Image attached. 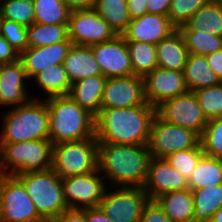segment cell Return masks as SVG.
I'll list each match as a JSON object with an SVG mask.
<instances>
[{"label": "cell", "mask_w": 222, "mask_h": 222, "mask_svg": "<svg viewBox=\"0 0 222 222\" xmlns=\"http://www.w3.org/2000/svg\"><path fill=\"white\" fill-rule=\"evenodd\" d=\"M155 107L150 104L128 108H100L95 116L98 143L147 145Z\"/></svg>", "instance_id": "6da1fadb"}, {"label": "cell", "mask_w": 222, "mask_h": 222, "mask_svg": "<svg viewBox=\"0 0 222 222\" xmlns=\"http://www.w3.org/2000/svg\"><path fill=\"white\" fill-rule=\"evenodd\" d=\"M151 159L147 145L98 143V170L109 187L143 188Z\"/></svg>", "instance_id": "7a4b0ae2"}, {"label": "cell", "mask_w": 222, "mask_h": 222, "mask_svg": "<svg viewBox=\"0 0 222 222\" xmlns=\"http://www.w3.org/2000/svg\"><path fill=\"white\" fill-rule=\"evenodd\" d=\"M45 101L49 112V139L53 145L95 137V116L69 95Z\"/></svg>", "instance_id": "3957f363"}, {"label": "cell", "mask_w": 222, "mask_h": 222, "mask_svg": "<svg viewBox=\"0 0 222 222\" xmlns=\"http://www.w3.org/2000/svg\"><path fill=\"white\" fill-rule=\"evenodd\" d=\"M6 109L1 114L0 143L49 139V112L45 100L31 98L21 106Z\"/></svg>", "instance_id": "277c9868"}, {"label": "cell", "mask_w": 222, "mask_h": 222, "mask_svg": "<svg viewBox=\"0 0 222 222\" xmlns=\"http://www.w3.org/2000/svg\"><path fill=\"white\" fill-rule=\"evenodd\" d=\"M52 148L50 139L0 143V174L48 170L52 167Z\"/></svg>", "instance_id": "5b68a950"}, {"label": "cell", "mask_w": 222, "mask_h": 222, "mask_svg": "<svg viewBox=\"0 0 222 222\" xmlns=\"http://www.w3.org/2000/svg\"><path fill=\"white\" fill-rule=\"evenodd\" d=\"M15 176L25 186L38 214L47 222H53L61 213L68 210L63 197L62 178L51 168Z\"/></svg>", "instance_id": "8992f818"}, {"label": "cell", "mask_w": 222, "mask_h": 222, "mask_svg": "<svg viewBox=\"0 0 222 222\" xmlns=\"http://www.w3.org/2000/svg\"><path fill=\"white\" fill-rule=\"evenodd\" d=\"M51 169L60 178L96 171L98 169L96 137L53 145Z\"/></svg>", "instance_id": "52a82bcc"}, {"label": "cell", "mask_w": 222, "mask_h": 222, "mask_svg": "<svg viewBox=\"0 0 222 222\" xmlns=\"http://www.w3.org/2000/svg\"><path fill=\"white\" fill-rule=\"evenodd\" d=\"M199 136L189 129L176 126L154 116L147 143L153 158H165L168 154L196 147Z\"/></svg>", "instance_id": "ba28073f"}, {"label": "cell", "mask_w": 222, "mask_h": 222, "mask_svg": "<svg viewBox=\"0 0 222 222\" xmlns=\"http://www.w3.org/2000/svg\"><path fill=\"white\" fill-rule=\"evenodd\" d=\"M0 204L2 221H46L16 176L0 174Z\"/></svg>", "instance_id": "9c48e42d"}, {"label": "cell", "mask_w": 222, "mask_h": 222, "mask_svg": "<svg viewBox=\"0 0 222 222\" xmlns=\"http://www.w3.org/2000/svg\"><path fill=\"white\" fill-rule=\"evenodd\" d=\"M110 188L107 187L99 205L105 214L113 222H139L143 207L149 200L144 188Z\"/></svg>", "instance_id": "30bf717a"}, {"label": "cell", "mask_w": 222, "mask_h": 222, "mask_svg": "<svg viewBox=\"0 0 222 222\" xmlns=\"http://www.w3.org/2000/svg\"><path fill=\"white\" fill-rule=\"evenodd\" d=\"M155 110L161 120L194 131L199 137L208 122L191 91L161 102Z\"/></svg>", "instance_id": "8fae6325"}, {"label": "cell", "mask_w": 222, "mask_h": 222, "mask_svg": "<svg viewBox=\"0 0 222 222\" xmlns=\"http://www.w3.org/2000/svg\"><path fill=\"white\" fill-rule=\"evenodd\" d=\"M99 170L62 178L63 197L68 209L98 207L108 187Z\"/></svg>", "instance_id": "7c38bea8"}, {"label": "cell", "mask_w": 222, "mask_h": 222, "mask_svg": "<svg viewBox=\"0 0 222 222\" xmlns=\"http://www.w3.org/2000/svg\"><path fill=\"white\" fill-rule=\"evenodd\" d=\"M68 39L73 45L91 47L113 39L116 34L94 9L71 11Z\"/></svg>", "instance_id": "4fadbf2b"}, {"label": "cell", "mask_w": 222, "mask_h": 222, "mask_svg": "<svg viewBox=\"0 0 222 222\" xmlns=\"http://www.w3.org/2000/svg\"><path fill=\"white\" fill-rule=\"evenodd\" d=\"M148 104L144 94L143 77L130 75L107 78L101 108H128Z\"/></svg>", "instance_id": "5bb4252c"}, {"label": "cell", "mask_w": 222, "mask_h": 222, "mask_svg": "<svg viewBox=\"0 0 222 222\" xmlns=\"http://www.w3.org/2000/svg\"><path fill=\"white\" fill-rule=\"evenodd\" d=\"M143 83L146 102L153 107L189 91L183 71L156 67L143 77Z\"/></svg>", "instance_id": "9a60e30c"}, {"label": "cell", "mask_w": 222, "mask_h": 222, "mask_svg": "<svg viewBox=\"0 0 222 222\" xmlns=\"http://www.w3.org/2000/svg\"><path fill=\"white\" fill-rule=\"evenodd\" d=\"M93 55L99 63L102 75L106 78L133 75L130 55L122 35L91 46Z\"/></svg>", "instance_id": "2e32d148"}, {"label": "cell", "mask_w": 222, "mask_h": 222, "mask_svg": "<svg viewBox=\"0 0 222 222\" xmlns=\"http://www.w3.org/2000/svg\"><path fill=\"white\" fill-rule=\"evenodd\" d=\"M26 81L30 80L20 59L0 64V106L5 109L7 106L12 108L27 103L32 96Z\"/></svg>", "instance_id": "e0dca14e"}, {"label": "cell", "mask_w": 222, "mask_h": 222, "mask_svg": "<svg viewBox=\"0 0 222 222\" xmlns=\"http://www.w3.org/2000/svg\"><path fill=\"white\" fill-rule=\"evenodd\" d=\"M144 191L149 199L174 191L189 189L188 179L164 158H153L149 164L148 176Z\"/></svg>", "instance_id": "ac0fdd59"}, {"label": "cell", "mask_w": 222, "mask_h": 222, "mask_svg": "<svg viewBox=\"0 0 222 222\" xmlns=\"http://www.w3.org/2000/svg\"><path fill=\"white\" fill-rule=\"evenodd\" d=\"M176 29L168 16L146 13L143 16L131 19L122 36L125 41L157 45Z\"/></svg>", "instance_id": "d6986e66"}, {"label": "cell", "mask_w": 222, "mask_h": 222, "mask_svg": "<svg viewBox=\"0 0 222 222\" xmlns=\"http://www.w3.org/2000/svg\"><path fill=\"white\" fill-rule=\"evenodd\" d=\"M72 42L65 41L48 46L27 47L20 53L19 59L23 63L24 70L30 82L31 79L45 68L57 64H63Z\"/></svg>", "instance_id": "ffe728a7"}, {"label": "cell", "mask_w": 222, "mask_h": 222, "mask_svg": "<svg viewBox=\"0 0 222 222\" xmlns=\"http://www.w3.org/2000/svg\"><path fill=\"white\" fill-rule=\"evenodd\" d=\"M63 67L71 83L80 79L102 75L91 47L73 45L63 62Z\"/></svg>", "instance_id": "44dd1931"}, {"label": "cell", "mask_w": 222, "mask_h": 222, "mask_svg": "<svg viewBox=\"0 0 222 222\" xmlns=\"http://www.w3.org/2000/svg\"><path fill=\"white\" fill-rule=\"evenodd\" d=\"M107 78L103 75L83 78L71 84L69 96L82 108L96 116Z\"/></svg>", "instance_id": "7402d4cb"}, {"label": "cell", "mask_w": 222, "mask_h": 222, "mask_svg": "<svg viewBox=\"0 0 222 222\" xmlns=\"http://www.w3.org/2000/svg\"><path fill=\"white\" fill-rule=\"evenodd\" d=\"M157 67L183 71L189 52L178 29L156 45Z\"/></svg>", "instance_id": "603a6c76"}, {"label": "cell", "mask_w": 222, "mask_h": 222, "mask_svg": "<svg viewBox=\"0 0 222 222\" xmlns=\"http://www.w3.org/2000/svg\"><path fill=\"white\" fill-rule=\"evenodd\" d=\"M35 82V85L38 87L39 91L43 92V96L35 95L33 99H48L55 96L68 95L71 89V81L66 74V71L63 67V64H57L45 68L40 73L36 74L31 81ZM45 94V95H44ZM47 94V95H46ZM46 96V97H45Z\"/></svg>", "instance_id": "cb8c5ba5"}, {"label": "cell", "mask_w": 222, "mask_h": 222, "mask_svg": "<svg viewBox=\"0 0 222 222\" xmlns=\"http://www.w3.org/2000/svg\"><path fill=\"white\" fill-rule=\"evenodd\" d=\"M155 200L173 222H193L194 202L191 190L168 192Z\"/></svg>", "instance_id": "d4e9b609"}, {"label": "cell", "mask_w": 222, "mask_h": 222, "mask_svg": "<svg viewBox=\"0 0 222 222\" xmlns=\"http://www.w3.org/2000/svg\"><path fill=\"white\" fill-rule=\"evenodd\" d=\"M186 87L193 92L199 88L220 84L222 81L209 67L206 56L189 54L183 69Z\"/></svg>", "instance_id": "484cf974"}, {"label": "cell", "mask_w": 222, "mask_h": 222, "mask_svg": "<svg viewBox=\"0 0 222 222\" xmlns=\"http://www.w3.org/2000/svg\"><path fill=\"white\" fill-rule=\"evenodd\" d=\"M179 31L205 32L216 36H222V6L210 2L202 6L189 20L177 28Z\"/></svg>", "instance_id": "4316f807"}, {"label": "cell", "mask_w": 222, "mask_h": 222, "mask_svg": "<svg viewBox=\"0 0 222 222\" xmlns=\"http://www.w3.org/2000/svg\"><path fill=\"white\" fill-rule=\"evenodd\" d=\"M222 184V158L203 154L188 178L189 190Z\"/></svg>", "instance_id": "83f0119b"}, {"label": "cell", "mask_w": 222, "mask_h": 222, "mask_svg": "<svg viewBox=\"0 0 222 222\" xmlns=\"http://www.w3.org/2000/svg\"><path fill=\"white\" fill-rule=\"evenodd\" d=\"M194 202L193 222L210 219L222 207V184L192 191Z\"/></svg>", "instance_id": "f1b7e54d"}, {"label": "cell", "mask_w": 222, "mask_h": 222, "mask_svg": "<svg viewBox=\"0 0 222 222\" xmlns=\"http://www.w3.org/2000/svg\"><path fill=\"white\" fill-rule=\"evenodd\" d=\"M93 9L108 22L116 35H122L131 21L127 0H96Z\"/></svg>", "instance_id": "f546056e"}, {"label": "cell", "mask_w": 222, "mask_h": 222, "mask_svg": "<svg viewBox=\"0 0 222 222\" xmlns=\"http://www.w3.org/2000/svg\"><path fill=\"white\" fill-rule=\"evenodd\" d=\"M133 74L144 77L157 67L156 45L136 41H126Z\"/></svg>", "instance_id": "4dcf8cb0"}, {"label": "cell", "mask_w": 222, "mask_h": 222, "mask_svg": "<svg viewBox=\"0 0 222 222\" xmlns=\"http://www.w3.org/2000/svg\"><path fill=\"white\" fill-rule=\"evenodd\" d=\"M68 24L46 25L34 22L27 27V47L48 46L68 38Z\"/></svg>", "instance_id": "1f68e13d"}, {"label": "cell", "mask_w": 222, "mask_h": 222, "mask_svg": "<svg viewBox=\"0 0 222 222\" xmlns=\"http://www.w3.org/2000/svg\"><path fill=\"white\" fill-rule=\"evenodd\" d=\"M34 22L46 25L68 24L70 9L64 0H32Z\"/></svg>", "instance_id": "d6a6232c"}, {"label": "cell", "mask_w": 222, "mask_h": 222, "mask_svg": "<svg viewBox=\"0 0 222 222\" xmlns=\"http://www.w3.org/2000/svg\"><path fill=\"white\" fill-rule=\"evenodd\" d=\"M189 54L207 56L222 50V36L196 31H180Z\"/></svg>", "instance_id": "836d02e7"}, {"label": "cell", "mask_w": 222, "mask_h": 222, "mask_svg": "<svg viewBox=\"0 0 222 222\" xmlns=\"http://www.w3.org/2000/svg\"><path fill=\"white\" fill-rule=\"evenodd\" d=\"M0 18L30 26L34 23L33 1L0 0Z\"/></svg>", "instance_id": "e575fe53"}, {"label": "cell", "mask_w": 222, "mask_h": 222, "mask_svg": "<svg viewBox=\"0 0 222 222\" xmlns=\"http://www.w3.org/2000/svg\"><path fill=\"white\" fill-rule=\"evenodd\" d=\"M207 120L222 117V82L193 91Z\"/></svg>", "instance_id": "d590c367"}, {"label": "cell", "mask_w": 222, "mask_h": 222, "mask_svg": "<svg viewBox=\"0 0 222 222\" xmlns=\"http://www.w3.org/2000/svg\"><path fill=\"white\" fill-rule=\"evenodd\" d=\"M199 138L205 155L222 158V117L208 120Z\"/></svg>", "instance_id": "8d00e7d4"}, {"label": "cell", "mask_w": 222, "mask_h": 222, "mask_svg": "<svg viewBox=\"0 0 222 222\" xmlns=\"http://www.w3.org/2000/svg\"><path fill=\"white\" fill-rule=\"evenodd\" d=\"M203 154V149L199 143L194 148L170 153L164 159L188 179Z\"/></svg>", "instance_id": "74e56055"}, {"label": "cell", "mask_w": 222, "mask_h": 222, "mask_svg": "<svg viewBox=\"0 0 222 222\" xmlns=\"http://www.w3.org/2000/svg\"><path fill=\"white\" fill-rule=\"evenodd\" d=\"M211 0H171L168 18L176 27L183 26L202 6Z\"/></svg>", "instance_id": "f35d334b"}, {"label": "cell", "mask_w": 222, "mask_h": 222, "mask_svg": "<svg viewBox=\"0 0 222 222\" xmlns=\"http://www.w3.org/2000/svg\"><path fill=\"white\" fill-rule=\"evenodd\" d=\"M0 34L19 53L27 48V27L14 21L0 18Z\"/></svg>", "instance_id": "ab89813d"}, {"label": "cell", "mask_w": 222, "mask_h": 222, "mask_svg": "<svg viewBox=\"0 0 222 222\" xmlns=\"http://www.w3.org/2000/svg\"><path fill=\"white\" fill-rule=\"evenodd\" d=\"M139 222H173L155 199H149L143 207Z\"/></svg>", "instance_id": "60d3db41"}, {"label": "cell", "mask_w": 222, "mask_h": 222, "mask_svg": "<svg viewBox=\"0 0 222 222\" xmlns=\"http://www.w3.org/2000/svg\"><path fill=\"white\" fill-rule=\"evenodd\" d=\"M20 53L0 34V64L12 63L19 59Z\"/></svg>", "instance_id": "b9f144b4"}, {"label": "cell", "mask_w": 222, "mask_h": 222, "mask_svg": "<svg viewBox=\"0 0 222 222\" xmlns=\"http://www.w3.org/2000/svg\"><path fill=\"white\" fill-rule=\"evenodd\" d=\"M53 222H87L85 209H68L61 213Z\"/></svg>", "instance_id": "7bdbcfd3"}, {"label": "cell", "mask_w": 222, "mask_h": 222, "mask_svg": "<svg viewBox=\"0 0 222 222\" xmlns=\"http://www.w3.org/2000/svg\"><path fill=\"white\" fill-rule=\"evenodd\" d=\"M171 0H147V10L151 14L168 16Z\"/></svg>", "instance_id": "ee69618b"}, {"label": "cell", "mask_w": 222, "mask_h": 222, "mask_svg": "<svg viewBox=\"0 0 222 222\" xmlns=\"http://www.w3.org/2000/svg\"><path fill=\"white\" fill-rule=\"evenodd\" d=\"M128 13L131 19L148 13L147 0H127Z\"/></svg>", "instance_id": "f6af8a7d"}, {"label": "cell", "mask_w": 222, "mask_h": 222, "mask_svg": "<svg viewBox=\"0 0 222 222\" xmlns=\"http://www.w3.org/2000/svg\"><path fill=\"white\" fill-rule=\"evenodd\" d=\"M85 217L87 222H113L110 217H108L100 206L86 208Z\"/></svg>", "instance_id": "bcb514c9"}, {"label": "cell", "mask_w": 222, "mask_h": 222, "mask_svg": "<svg viewBox=\"0 0 222 222\" xmlns=\"http://www.w3.org/2000/svg\"><path fill=\"white\" fill-rule=\"evenodd\" d=\"M209 67L222 81V50L215 51L206 56Z\"/></svg>", "instance_id": "7dc6e473"}, {"label": "cell", "mask_w": 222, "mask_h": 222, "mask_svg": "<svg viewBox=\"0 0 222 222\" xmlns=\"http://www.w3.org/2000/svg\"><path fill=\"white\" fill-rule=\"evenodd\" d=\"M70 11L93 9L96 0H64Z\"/></svg>", "instance_id": "c3c4849f"}, {"label": "cell", "mask_w": 222, "mask_h": 222, "mask_svg": "<svg viewBox=\"0 0 222 222\" xmlns=\"http://www.w3.org/2000/svg\"><path fill=\"white\" fill-rule=\"evenodd\" d=\"M211 218L217 222H222V207H220Z\"/></svg>", "instance_id": "681fc988"}, {"label": "cell", "mask_w": 222, "mask_h": 222, "mask_svg": "<svg viewBox=\"0 0 222 222\" xmlns=\"http://www.w3.org/2000/svg\"><path fill=\"white\" fill-rule=\"evenodd\" d=\"M1 222H20V221H1ZM24 222H47V221H24Z\"/></svg>", "instance_id": "f907efd6"}, {"label": "cell", "mask_w": 222, "mask_h": 222, "mask_svg": "<svg viewBox=\"0 0 222 222\" xmlns=\"http://www.w3.org/2000/svg\"><path fill=\"white\" fill-rule=\"evenodd\" d=\"M212 2H215V3H217V4H219V5H221L222 6V0H211Z\"/></svg>", "instance_id": "816d5d0a"}, {"label": "cell", "mask_w": 222, "mask_h": 222, "mask_svg": "<svg viewBox=\"0 0 222 222\" xmlns=\"http://www.w3.org/2000/svg\"><path fill=\"white\" fill-rule=\"evenodd\" d=\"M203 222H217V221H215V220H213L212 218H210V219H208V220H206V221H203Z\"/></svg>", "instance_id": "f5cc1de1"}, {"label": "cell", "mask_w": 222, "mask_h": 222, "mask_svg": "<svg viewBox=\"0 0 222 222\" xmlns=\"http://www.w3.org/2000/svg\"><path fill=\"white\" fill-rule=\"evenodd\" d=\"M2 221V218H1V204H0V222Z\"/></svg>", "instance_id": "db71d44e"}]
</instances>
